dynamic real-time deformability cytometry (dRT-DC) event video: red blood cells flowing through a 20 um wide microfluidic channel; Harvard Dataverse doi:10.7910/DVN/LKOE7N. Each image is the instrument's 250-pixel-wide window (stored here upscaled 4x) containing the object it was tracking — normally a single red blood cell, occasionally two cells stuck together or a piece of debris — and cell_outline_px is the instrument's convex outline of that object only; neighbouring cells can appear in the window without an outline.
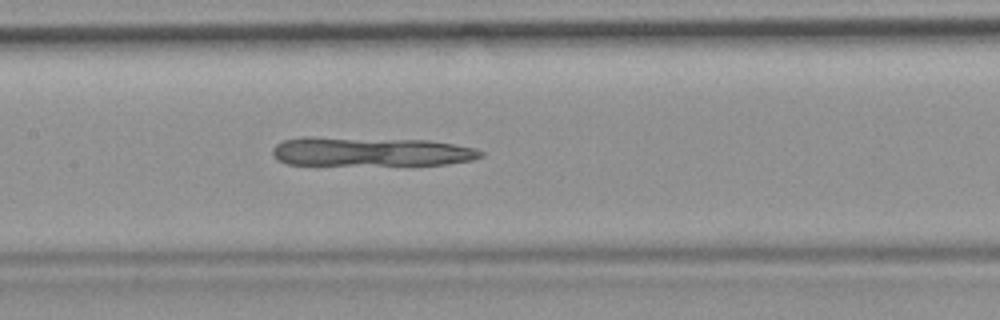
{"species": "common noctule bat (a hibernating species)", "species_latin": "Nyctalus noctula", "temperature_condition": "room temperature", "stored_images_in_passage": 51, "camera_frame_rate_fps": 3000, "um_per_image_px": 0.085, "animal": {"sex": "female", "body_mass_g": 19.9}, "frame": {"image": 1, "passage_image": 24, "time_ms": 7.667, "image_size_px": [1000, 320], "cell_outline_px": [[484, 156], [472, 160], [448, 164], [288, 164], [276, 160], [272, 152], [272, 148], [276, 144], [284, 140], [300, 136], [312, 136], [428, 140], [476, 148], [484, 152]], "centroid_in_image_um": [31.47, 12.87], "position_along_channel_um": 175.9, "area_um2": 35.49}}